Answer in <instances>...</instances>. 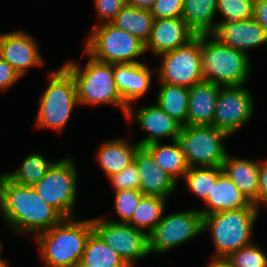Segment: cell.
Segmentation results:
<instances>
[{"label":"cell","instance_id":"cell-1","mask_svg":"<svg viewBox=\"0 0 267 267\" xmlns=\"http://www.w3.org/2000/svg\"><path fill=\"white\" fill-rule=\"evenodd\" d=\"M0 213L15 233L34 237L63 219L32 186L16 184L5 174L0 175Z\"/></svg>","mask_w":267,"mask_h":267},{"label":"cell","instance_id":"cell-2","mask_svg":"<svg viewBox=\"0 0 267 267\" xmlns=\"http://www.w3.org/2000/svg\"><path fill=\"white\" fill-rule=\"evenodd\" d=\"M63 218L51 229L35 236L45 267H74L81 262L86 242L93 232L92 219Z\"/></svg>","mask_w":267,"mask_h":267},{"label":"cell","instance_id":"cell-3","mask_svg":"<svg viewBox=\"0 0 267 267\" xmlns=\"http://www.w3.org/2000/svg\"><path fill=\"white\" fill-rule=\"evenodd\" d=\"M259 207L220 211L203 217L202 231L211 232L214 245L213 257H227L239 248L252 244L253 227L259 215Z\"/></svg>","mask_w":267,"mask_h":267},{"label":"cell","instance_id":"cell-4","mask_svg":"<svg viewBox=\"0 0 267 267\" xmlns=\"http://www.w3.org/2000/svg\"><path fill=\"white\" fill-rule=\"evenodd\" d=\"M86 56L89 60L83 69L79 62L71 60L63 65L75 80L78 104L82 106L111 104L120 107L125 116L128 106L116 87L113 64L98 61L88 54Z\"/></svg>","mask_w":267,"mask_h":267},{"label":"cell","instance_id":"cell-5","mask_svg":"<svg viewBox=\"0 0 267 267\" xmlns=\"http://www.w3.org/2000/svg\"><path fill=\"white\" fill-rule=\"evenodd\" d=\"M200 55L204 80L220 86H239L249 80V54L221 44L214 36L200 35Z\"/></svg>","mask_w":267,"mask_h":267},{"label":"cell","instance_id":"cell-6","mask_svg":"<svg viewBox=\"0 0 267 267\" xmlns=\"http://www.w3.org/2000/svg\"><path fill=\"white\" fill-rule=\"evenodd\" d=\"M49 84L41 95L36 128L62 132L77 101V88L71 73L62 65L48 75Z\"/></svg>","mask_w":267,"mask_h":267},{"label":"cell","instance_id":"cell-7","mask_svg":"<svg viewBox=\"0 0 267 267\" xmlns=\"http://www.w3.org/2000/svg\"><path fill=\"white\" fill-rule=\"evenodd\" d=\"M85 40L83 55L105 63H141L136 59L146 52L143 41L111 22L96 24Z\"/></svg>","mask_w":267,"mask_h":267},{"label":"cell","instance_id":"cell-8","mask_svg":"<svg viewBox=\"0 0 267 267\" xmlns=\"http://www.w3.org/2000/svg\"><path fill=\"white\" fill-rule=\"evenodd\" d=\"M229 135L212 125L182 127L175 138L189 168L222 167L227 150L223 144ZM198 164V165H197Z\"/></svg>","mask_w":267,"mask_h":267},{"label":"cell","instance_id":"cell-9","mask_svg":"<svg viewBox=\"0 0 267 267\" xmlns=\"http://www.w3.org/2000/svg\"><path fill=\"white\" fill-rule=\"evenodd\" d=\"M78 171L72 158L54 162L34 190L63 218L76 217Z\"/></svg>","mask_w":267,"mask_h":267},{"label":"cell","instance_id":"cell-10","mask_svg":"<svg viewBox=\"0 0 267 267\" xmlns=\"http://www.w3.org/2000/svg\"><path fill=\"white\" fill-rule=\"evenodd\" d=\"M164 215L148 234L150 254H163L203 233V217L198 209Z\"/></svg>","mask_w":267,"mask_h":267},{"label":"cell","instance_id":"cell-11","mask_svg":"<svg viewBox=\"0 0 267 267\" xmlns=\"http://www.w3.org/2000/svg\"><path fill=\"white\" fill-rule=\"evenodd\" d=\"M93 231L113 248L129 267L150 254L149 238L146 231L134 228L128 223L106 220L105 217L92 218Z\"/></svg>","mask_w":267,"mask_h":267},{"label":"cell","instance_id":"cell-12","mask_svg":"<svg viewBox=\"0 0 267 267\" xmlns=\"http://www.w3.org/2000/svg\"><path fill=\"white\" fill-rule=\"evenodd\" d=\"M158 70V82L181 85L190 88L204 81L200 55V35L187 45L163 53Z\"/></svg>","mask_w":267,"mask_h":267},{"label":"cell","instance_id":"cell-13","mask_svg":"<svg viewBox=\"0 0 267 267\" xmlns=\"http://www.w3.org/2000/svg\"><path fill=\"white\" fill-rule=\"evenodd\" d=\"M251 92L243 85L220 86L212 126L229 136L252 118L255 108Z\"/></svg>","mask_w":267,"mask_h":267},{"label":"cell","instance_id":"cell-14","mask_svg":"<svg viewBox=\"0 0 267 267\" xmlns=\"http://www.w3.org/2000/svg\"><path fill=\"white\" fill-rule=\"evenodd\" d=\"M134 104L128 106L125 115L128 121L132 119L148 133V136L138 141L140 147H145L151 143L160 142L161 138L175 140L183 125L175 118L170 117L162 108L156 105L143 106L134 110Z\"/></svg>","mask_w":267,"mask_h":267},{"label":"cell","instance_id":"cell-15","mask_svg":"<svg viewBox=\"0 0 267 267\" xmlns=\"http://www.w3.org/2000/svg\"><path fill=\"white\" fill-rule=\"evenodd\" d=\"M38 47V43L27 32L19 30L0 34V57L21 77L29 68L44 65Z\"/></svg>","mask_w":267,"mask_h":267},{"label":"cell","instance_id":"cell-16","mask_svg":"<svg viewBox=\"0 0 267 267\" xmlns=\"http://www.w3.org/2000/svg\"><path fill=\"white\" fill-rule=\"evenodd\" d=\"M196 35L182 18L154 19L145 47L155 54L154 56H159L187 45Z\"/></svg>","mask_w":267,"mask_h":267},{"label":"cell","instance_id":"cell-17","mask_svg":"<svg viewBox=\"0 0 267 267\" xmlns=\"http://www.w3.org/2000/svg\"><path fill=\"white\" fill-rule=\"evenodd\" d=\"M221 44L248 54V49L267 44V31L253 18L234 23H219L211 34Z\"/></svg>","mask_w":267,"mask_h":267},{"label":"cell","instance_id":"cell-18","mask_svg":"<svg viewBox=\"0 0 267 267\" xmlns=\"http://www.w3.org/2000/svg\"><path fill=\"white\" fill-rule=\"evenodd\" d=\"M134 161L139 172L142 194L167 198L175 191L178 182L157 164L144 147L138 148Z\"/></svg>","mask_w":267,"mask_h":267},{"label":"cell","instance_id":"cell-19","mask_svg":"<svg viewBox=\"0 0 267 267\" xmlns=\"http://www.w3.org/2000/svg\"><path fill=\"white\" fill-rule=\"evenodd\" d=\"M113 75L127 106L143 97L151 87V70L143 63L113 64Z\"/></svg>","mask_w":267,"mask_h":267},{"label":"cell","instance_id":"cell-20","mask_svg":"<svg viewBox=\"0 0 267 267\" xmlns=\"http://www.w3.org/2000/svg\"><path fill=\"white\" fill-rule=\"evenodd\" d=\"M220 85L202 81L189 88L187 125H212Z\"/></svg>","mask_w":267,"mask_h":267},{"label":"cell","instance_id":"cell-21","mask_svg":"<svg viewBox=\"0 0 267 267\" xmlns=\"http://www.w3.org/2000/svg\"><path fill=\"white\" fill-rule=\"evenodd\" d=\"M260 162L240 157H230L227 153L222 164L223 173L236 185L250 202L258 206V174Z\"/></svg>","mask_w":267,"mask_h":267},{"label":"cell","instance_id":"cell-22","mask_svg":"<svg viewBox=\"0 0 267 267\" xmlns=\"http://www.w3.org/2000/svg\"><path fill=\"white\" fill-rule=\"evenodd\" d=\"M139 147L137 142L132 144L124 138L104 141L97 149L96 158L100 168L109 178L134 161Z\"/></svg>","mask_w":267,"mask_h":267},{"label":"cell","instance_id":"cell-23","mask_svg":"<svg viewBox=\"0 0 267 267\" xmlns=\"http://www.w3.org/2000/svg\"><path fill=\"white\" fill-rule=\"evenodd\" d=\"M204 204L207 205V208L198 209L202 217L220 211L248 207L251 203L243 196L231 179L222 172Z\"/></svg>","mask_w":267,"mask_h":267},{"label":"cell","instance_id":"cell-24","mask_svg":"<svg viewBox=\"0 0 267 267\" xmlns=\"http://www.w3.org/2000/svg\"><path fill=\"white\" fill-rule=\"evenodd\" d=\"M218 0H184L182 19L197 35H211L215 23Z\"/></svg>","mask_w":267,"mask_h":267},{"label":"cell","instance_id":"cell-25","mask_svg":"<svg viewBox=\"0 0 267 267\" xmlns=\"http://www.w3.org/2000/svg\"><path fill=\"white\" fill-rule=\"evenodd\" d=\"M144 148L153 156L157 164L177 182L179 178H184L189 166L184 153L179 149L175 140L168 145L156 142Z\"/></svg>","mask_w":267,"mask_h":267},{"label":"cell","instance_id":"cell-26","mask_svg":"<svg viewBox=\"0 0 267 267\" xmlns=\"http://www.w3.org/2000/svg\"><path fill=\"white\" fill-rule=\"evenodd\" d=\"M156 103L170 117L175 118L183 126L187 125L189 88L181 85L159 83Z\"/></svg>","mask_w":267,"mask_h":267},{"label":"cell","instance_id":"cell-27","mask_svg":"<svg viewBox=\"0 0 267 267\" xmlns=\"http://www.w3.org/2000/svg\"><path fill=\"white\" fill-rule=\"evenodd\" d=\"M153 20V15L149 10L134 8L126 4L111 23L131 33L146 44L151 35Z\"/></svg>","mask_w":267,"mask_h":267},{"label":"cell","instance_id":"cell-28","mask_svg":"<svg viewBox=\"0 0 267 267\" xmlns=\"http://www.w3.org/2000/svg\"><path fill=\"white\" fill-rule=\"evenodd\" d=\"M80 263L86 267H129L94 231L87 239Z\"/></svg>","mask_w":267,"mask_h":267},{"label":"cell","instance_id":"cell-29","mask_svg":"<svg viewBox=\"0 0 267 267\" xmlns=\"http://www.w3.org/2000/svg\"><path fill=\"white\" fill-rule=\"evenodd\" d=\"M166 200L165 197L144 195L128 224L149 234L162 219Z\"/></svg>","mask_w":267,"mask_h":267},{"label":"cell","instance_id":"cell-30","mask_svg":"<svg viewBox=\"0 0 267 267\" xmlns=\"http://www.w3.org/2000/svg\"><path fill=\"white\" fill-rule=\"evenodd\" d=\"M53 163L41 153H32L24 158L20 167L4 174L16 184L33 186L45 176Z\"/></svg>","mask_w":267,"mask_h":267},{"label":"cell","instance_id":"cell-31","mask_svg":"<svg viewBox=\"0 0 267 267\" xmlns=\"http://www.w3.org/2000/svg\"><path fill=\"white\" fill-rule=\"evenodd\" d=\"M222 172V167H193L188 169L183 179L190 192L204 202Z\"/></svg>","mask_w":267,"mask_h":267},{"label":"cell","instance_id":"cell-32","mask_svg":"<svg viewBox=\"0 0 267 267\" xmlns=\"http://www.w3.org/2000/svg\"><path fill=\"white\" fill-rule=\"evenodd\" d=\"M254 0H218L217 13L223 16L219 23H234L253 18Z\"/></svg>","mask_w":267,"mask_h":267},{"label":"cell","instance_id":"cell-33","mask_svg":"<svg viewBox=\"0 0 267 267\" xmlns=\"http://www.w3.org/2000/svg\"><path fill=\"white\" fill-rule=\"evenodd\" d=\"M227 259L233 267H267L266 253L254 243L230 253Z\"/></svg>","mask_w":267,"mask_h":267},{"label":"cell","instance_id":"cell-34","mask_svg":"<svg viewBox=\"0 0 267 267\" xmlns=\"http://www.w3.org/2000/svg\"><path fill=\"white\" fill-rule=\"evenodd\" d=\"M114 208L115 212L120 217L121 221H115L118 223H128L137 208L141 198L144 196L140 191L135 189L118 190L114 192Z\"/></svg>","mask_w":267,"mask_h":267},{"label":"cell","instance_id":"cell-35","mask_svg":"<svg viewBox=\"0 0 267 267\" xmlns=\"http://www.w3.org/2000/svg\"><path fill=\"white\" fill-rule=\"evenodd\" d=\"M109 180L114 192L129 189L140 191L139 172L135 161L127 165L120 172L111 175Z\"/></svg>","mask_w":267,"mask_h":267},{"label":"cell","instance_id":"cell-36","mask_svg":"<svg viewBox=\"0 0 267 267\" xmlns=\"http://www.w3.org/2000/svg\"><path fill=\"white\" fill-rule=\"evenodd\" d=\"M184 0H156L150 10L154 19L182 18Z\"/></svg>","mask_w":267,"mask_h":267},{"label":"cell","instance_id":"cell-37","mask_svg":"<svg viewBox=\"0 0 267 267\" xmlns=\"http://www.w3.org/2000/svg\"><path fill=\"white\" fill-rule=\"evenodd\" d=\"M127 4V0H94L99 21L111 22L117 13Z\"/></svg>","mask_w":267,"mask_h":267},{"label":"cell","instance_id":"cell-38","mask_svg":"<svg viewBox=\"0 0 267 267\" xmlns=\"http://www.w3.org/2000/svg\"><path fill=\"white\" fill-rule=\"evenodd\" d=\"M21 78L20 74L0 57V90L6 91Z\"/></svg>","mask_w":267,"mask_h":267},{"label":"cell","instance_id":"cell-39","mask_svg":"<svg viewBox=\"0 0 267 267\" xmlns=\"http://www.w3.org/2000/svg\"><path fill=\"white\" fill-rule=\"evenodd\" d=\"M258 207L267 206V161H261L258 174Z\"/></svg>","mask_w":267,"mask_h":267},{"label":"cell","instance_id":"cell-40","mask_svg":"<svg viewBox=\"0 0 267 267\" xmlns=\"http://www.w3.org/2000/svg\"><path fill=\"white\" fill-rule=\"evenodd\" d=\"M253 19L267 31V0H254Z\"/></svg>","mask_w":267,"mask_h":267},{"label":"cell","instance_id":"cell-41","mask_svg":"<svg viewBox=\"0 0 267 267\" xmlns=\"http://www.w3.org/2000/svg\"><path fill=\"white\" fill-rule=\"evenodd\" d=\"M156 0H127V4L134 8L151 10Z\"/></svg>","mask_w":267,"mask_h":267},{"label":"cell","instance_id":"cell-42","mask_svg":"<svg viewBox=\"0 0 267 267\" xmlns=\"http://www.w3.org/2000/svg\"><path fill=\"white\" fill-rule=\"evenodd\" d=\"M206 267H233L227 257H211Z\"/></svg>","mask_w":267,"mask_h":267},{"label":"cell","instance_id":"cell-43","mask_svg":"<svg viewBox=\"0 0 267 267\" xmlns=\"http://www.w3.org/2000/svg\"><path fill=\"white\" fill-rule=\"evenodd\" d=\"M0 252H2V251L0 250ZM0 267H8L7 263L1 258H0Z\"/></svg>","mask_w":267,"mask_h":267},{"label":"cell","instance_id":"cell-44","mask_svg":"<svg viewBox=\"0 0 267 267\" xmlns=\"http://www.w3.org/2000/svg\"><path fill=\"white\" fill-rule=\"evenodd\" d=\"M74 267H86V266H84V265H82L81 263H78L76 266H74Z\"/></svg>","mask_w":267,"mask_h":267},{"label":"cell","instance_id":"cell-45","mask_svg":"<svg viewBox=\"0 0 267 267\" xmlns=\"http://www.w3.org/2000/svg\"><path fill=\"white\" fill-rule=\"evenodd\" d=\"M2 247H3V246H2L1 241H0V250H2Z\"/></svg>","mask_w":267,"mask_h":267}]
</instances>
